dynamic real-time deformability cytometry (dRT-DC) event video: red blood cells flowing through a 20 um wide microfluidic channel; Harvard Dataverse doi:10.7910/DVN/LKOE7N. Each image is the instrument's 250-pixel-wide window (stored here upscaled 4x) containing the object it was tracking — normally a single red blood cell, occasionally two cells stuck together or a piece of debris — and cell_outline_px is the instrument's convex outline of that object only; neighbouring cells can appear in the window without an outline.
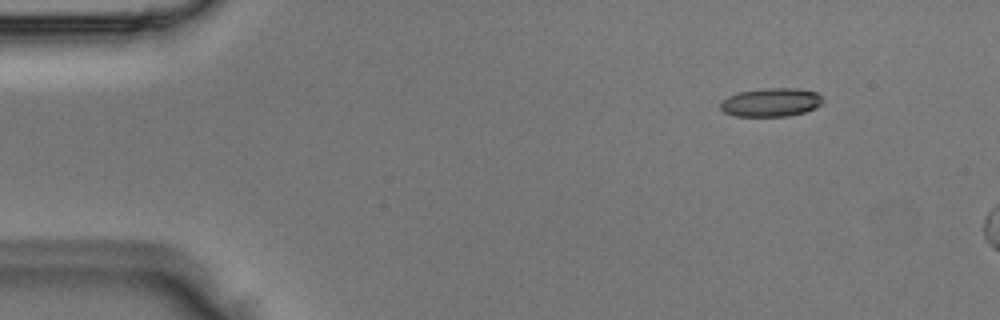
{"species": "Egyptian fruit bat (a non-hibernating species)", "species_latin": "Rousettus aegyptiacus", "temperature_condition": "room temperature", "stored_images_in_passage": 4, "camera_frame_rate_fps": 3000, "um_per_image_px": 0.085, "animal": {"sex": "male"}, "frame": {"image": 1, "passage_image": 1, "time_ms": 0.0, "image_size_px": [1000, 320], "cell_outline_px": [[824, 100], [816, 108], [804, 112], [788, 116], [736, 116], [724, 112], [720, 108], [720, 100], [728, 96], [740, 92], [764, 88], [800, 88], [816, 92]], "centroid_in_image_um": [65.53, 8.69], "position_along_channel_um": 19.5, "area_um2": 17.11}}